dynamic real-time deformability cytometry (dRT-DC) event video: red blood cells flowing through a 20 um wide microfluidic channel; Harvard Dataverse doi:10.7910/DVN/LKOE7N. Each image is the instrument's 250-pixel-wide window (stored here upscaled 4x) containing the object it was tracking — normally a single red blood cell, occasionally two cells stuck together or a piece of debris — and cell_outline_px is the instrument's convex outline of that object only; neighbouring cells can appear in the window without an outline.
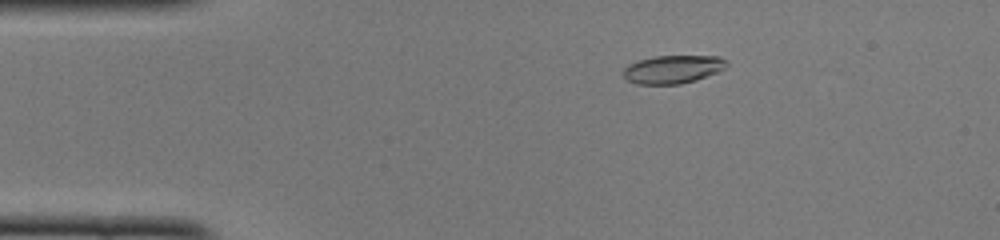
{"species": "common noctule bat (a hibernating species)", "species_latin": "Nyctalus noctula", "temperature_condition": "cold", "stored_images_in_passage": 49, "camera_frame_rate_fps": 3000, "um_per_image_px": 0.085, "animal": {"sex": "female", "body_mass_g": 22.0, "forearm_length_mm": 56.7}, "frame": {"image": 1, "passage_image": 9, "time_ms": 2.667, "image_size_px": [1000, 240], "cell_outline_px": [[728, 64], [724, 68], [716, 72], [696, 80], [680, 84], [636, 84], [628, 80], [624, 76], [624, 68], [628, 64], [640, 60], [656, 56], [720, 56], [728, 60]], "centroid_in_image_um": [57.21, 5.88], "position_along_channel_um": 27.8, "area_um2": 16.88}}
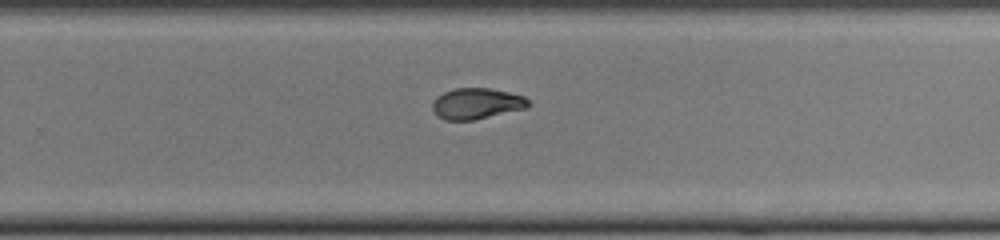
{"frame": {"image": 2, "passage_image": 32, "time_ms": 10.333, "image_size_px": [1000, 240], "cell_outline_px": [[532, 104], [528, 108], [472, 120], [444, 120], [436, 116], [432, 108], [432, 104], [436, 96], [444, 92], [456, 88], [488, 88], [508, 92], [524, 96]], "centroid_in_image_um": [40.51, 8.81], "position_along_channel_um": 289.3, "area_um2": 17.4}}
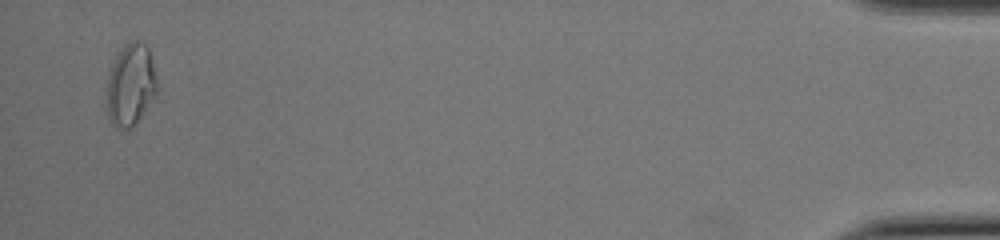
{"frame": {"image": 3, "passage_image": 48, "time_ms": 15.667, "image_size_px": [1000, 240], "cell_outline_px": [[156, 92], [140, 116], [128, 128], [116, 128], [112, 124], [108, 116], [108, 80], [112, 60], [124, 44], [132, 40], [140, 40], [148, 48], [156, 76]], "centroid_in_image_um": [11.08, 7.14], "position_along_channel_um": 424.1, "area_um2": 23.41}, "authors_computed_cell_mechanics": {"area_um2": 17.8602, "velocity_mm_per_s": 4.1094, "shape_relaxation_time_tau1_ms": 6.0229, "shape_relaxation_time_tau2_ms": 2.7547, "deformation_change_tau1": 0.2012, "deformation_change_tau2": 0.0758}}